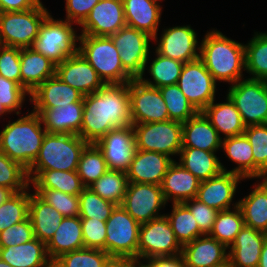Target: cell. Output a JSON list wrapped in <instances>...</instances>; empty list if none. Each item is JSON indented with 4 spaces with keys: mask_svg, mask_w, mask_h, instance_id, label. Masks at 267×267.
I'll return each mask as SVG.
<instances>
[{
    "mask_svg": "<svg viewBox=\"0 0 267 267\" xmlns=\"http://www.w3.org/2000/svg\"><path fill=\"white\" fill-rule=\"evenodd\" d=\"M83 104L79 136L88 143H96L114 128L132 125L129 82L105 84L84 95Z\"/></svg>",
    "mask_w": 267,
    "mask_h": 267,
    "instance_id": "6da1fadb",
    "label": "cell"
},
{
    "mask_svg": "<svg viewBox=\"0 0 267 267\" xmlns=\"http://www.w3.org/2000/svg\"><path fill=\"white\" fill-rule=\"evenodd\" d=\"M198 50L200 59L214 80L232 84L242 79L245 69L244 45L227 38L220 31L206 33Z\"/></svg>",
    "mask_w": 267,
    "mask_h": 267,
    "instance_id": "7a4b0ae2",
    "label": "cell"
},
{
    "mask_svg": "<svg viewBox=\"0 0 267 267\" xmlns=\"http://www.w3.org/2000/svg\"><path fill=\"white\" fill-rule=\"evenodd\" d=\"M40 116L31 112L7 124L0 132V150L11 160L29 169L39 154L45 128H41Z\"/></svg>",
    "mask_w": 267,
    "mask_h": 267,
    "instance_id": "3957f363",
    "label": "cell"
},
{
    "mask_svg": "<svg viewBox=\"0 0 267 267\" xmlns=\"http://www.w3.org/2000/svg\"><path fill=\"white\" fill-rule=\"evenodd\" d=\"M88 144L79 135L46 132L39 154L28 170L77 171Z\"/></svg>",
    "mask_w": 267,
    "mask_h": 267,
    "instance_id": "277c9868",
    "label": "cell"
},
{
    "mask_svg": "<svg viewBox=\"0 0 267 267\" xmlns=\"http://www.w3.org/2000/svg\"><path fill=\"white\" fill-rule=\"evenodd\" d=\"M78 52L95 69L104 84H121L132 80L124 71L119 52L110 37L81 34Z\"/></svg>",
    "mask_w": 267,
    "mask_h": 267,
    "instance_id": "5b68a950",
    "label": "cell"
},
{
    "mask_svg": "<svg viewBox=\"0 0 267 267\" xmlns=\"http://www.w3.org/2000/svg\"><path fill=\"white\" fill-rule=\"evenodd\" d=\"M72 24L67 20H54L50 14L46 16L39 28L37 38L31 46L36 52L49 58L56 65L78 52L76 35Z\"/></svg>",
    "mask_w": 267,
    "mask_h": 267,
    "instance_id": "8992f818",
    "label": "cell"
},
{
    "mask_svg": "<svg viewBox=\"0 0 267 267\" xmlns=\"http://www.w3.org/2000/svg\"><path fill=\"white\" fill-rule=\"evenodd\" d=\"M48 14L42 2L26 11L0 12V45L21 49L31 47Z\"/></svg>",
    "mask_w": 267,
    "mask_h": 267,
    "instance_id": "52a82bcc",
    "label": "cell"
},
{
    "mask_svg": "<svg viewBox=\"0 0 267 267\" xmlns=\"http://www.w3.org/2000/svg\"><path fill=\"white\" fill-rule=\"evenodd\" d=\"M140 226L121 205H116L106 220L105 252L113 259L138 258Z\"/></svg>",
    "mask_w": 267,
    "mask_h": 267,
    "instance_id": "ba28073f",
    "label": "cell"
},
{
    "mask_svg": "<svg viewBox=\"0 0 267 267\" xmlns=\"http://www.w3.org/2000/svg\"><path fill=\"white\" fill-rule=\"evenodd\" d=\"M227 96L239 111L244 125L267 124V81L239 80L230 86Z\"/></svg>",
    "mask_w": 267,
    "mask_h": 267,
    "instance_id": "9c48e42d",
    "label": "cell"
},
{
    "mask_svg": "<svg viewBox=\"0 0 267 267\" xmlns=\"http://www.w3.org/2000/svg\"><path fill=\"white\" fill-rule=\"evenodd\" d=\"M132 126L136 149L154 151L169 157L180 153L182 148V122L167 120L132 124Z\"/></svg>",
    "mask_w": 267,
    "mask_h": 267,
    "instance_id": "30bf717a",
    "label": "cell"
},
{
    "mask_svg": "<svg viewBox=\"0 0 267 267\" xmlns=\"http://www.w3.org/2000/svg\"><path fill=\"white\" fill-rule=\"evenodd\" d=\"M109 37L119 52L124 71L132 79L143 76L149 57V42L154 39L127 25Z\"/></svg>",
    "mask_w": 267,
    "mask_h": 267,
    "instance_id": "8fae6325",
    "label": "cell"
},
{
    "mask_svg": "<svg viewBox=\"0 0 267 267\" xmlns=\"http://www.w3.org/2000/svg\"><path fill=\"white\" fill-rule=\"evenodd\" d=\"M182 253L169 220L164 216L143 223L139 230L138 259L175 256Z\"/></svg>",
    "mask_w": 267,
    "mask_h": 267,
    "instance_id": "7c38bea8",
    "label": "cell"
},
{
    "mask_svg": "<svg viewBox=\"0 0 267 267\" xmlns=\"http://www.w3.org/2000/svg\"><path fill=\"white\" fill-rule=\"evenodd\" d=\"M177 85L198 112L215 101L216 81L200 58L184 63Z\"/></svg>",
    "mask_w": 267,
    "mask_h": 267,
    "instance_id": "4fadbf2b",
    "label": "cell"
},
{
    "mask_svg": "<svg viewBox=\"0 0 267 267\" xmlns=\"http://www.w3.org/2000/svg\"><path fill=\"white\" fill-rule=\"evenodd\" d=\"M129 94L132 124L170 120L159 88L132 79L129 81Z\"/></svg>",
    "mask_w": 267,
    "mask_h": 267,
    "instance_id": "5bb4252c",
    "label": "cell"
},
{
    "mask_svg": "<svg viewBox=\"0 0 267 267\" xmlns=\"http://www.w3.org/2000/svg\"><path fill=\"white\" fill-rule=\"evenodd\" d=\"M165 204L160 185L129 182L121 206L138 223L143 224L164 216L158 215V212Z\"/></svg>",
    "mask_w": 267,
    "mask_h": 267,
    "instance_id": "9a60e30c",
    "label": "cell"
},
{
    "mask_svg": "<svg viewBox=\"0 0 267 267\" xmlns=\"http://www.w3.org/2000/svg\"><path fill=\"white\" fill-rule=\"evenodd\" d=\"M95 144L102 151L109 170L126 172L136 151L133 126L114 128Z\"/></svg>",
    "mask_w": 267,
    "mask_h": 267,
    "instance_id": "2e32d148",
    "label": "cell"
},
{
    "mask_svg": "<svg viewBox=\"0 0 267 267\" xmlns=\"http://www.w3.org/2000/svg\"><path fill=\"white\" fill-rule=\"evenodd\" d=\"M126 25L122 0H100L81 24L82 34L109 37Z\"/></svg>",
    "mask_w": 267,
    "mask_h": 267,
    "instance_id": "e0dca14e",
    "label": "cell"
},
{
    "mask_svg": "<svg viewBox=\"0 0 267 267\" xmlns=\"http://www.w3.org/2000/svg\"><path fill=\"white\" fill-rule=\"evenodd\" d=\"M55 75L83 95L92 94L105 85L95 69L79 52L57 64Z\"/></svg>",
    "mask_w": 267,
    "mask_h": 267,
    "instance_id": "ac0fdd59",
    "label": "cell"
},
{
    "mask_svg": "<svg viewBox=\"0 0 267 267\" xmlns=\"http://www.w3.org/2000/svg\"><path fill=\"white\" fill-rule=\"evenodd\" d=\"M173 162L174 160L167 155L136 149L130 166L126 171L128 181L161 186L164 176Z\"/></svg>",
    "mask_w": 267,
    "mask_h": 267,
    "instance_id": "d6986e66",
    "label": "cell"
},
{
    "mask_svg": "<svg viewBox=\"0 0 267 267\" xmlns=\"http://www.w3.org/2000/svg\"><path fill=\"white\" fill-rule=\"evenodd\" d=\"M196 33L190 26H176L164 29L156 52L182 63L196 60L197 54Z\"/></svg>",
    "mask_w": 267,
    "mask_h": 267,
    "instance_id": "ffe728a7",
    "label": "cell"
},
{
    "mask_svg": "<svg viewBox=\"0 0 267 267\" xmlns=\"http://www.w3.org/2000/svg\"><path fill=\"white\" fill-rule=\"evenodd\" d=\"M242 179L238 174L222 171L218 176L200 181L196 199L218 211L229 210L237 184Z\"/></svg>",
    "mask_w": 267,
    "mask_h": 267,
    "instance_id": "44dd1931",
    "label": "cell"
},
{
    "mask_svg": "<svg viewBox=\"0 0 267 267\" xmlns=\"http://www.w3.org/2000/svg\"><path fill=\"white\" fill-rule=\"evenodd\" d=\"M83 99L80 102L49 109H33L48 133L79 135L82 125Z\"/></svg>",
    "mask_w": 267,
    "mask_h": 267,
    "instance_id": "7402d4cb",
    "label": "cell"
},
{
    "mask_svg": "<svg viewBox=\"0 0 267 267\" xmlns=\"http://www.w3.org/2000/svg\"><path fill=\"white\" fill-rule=\"evenodd\" d=\"M267 234L245 226L229 247L228 259L232 267H258Z\"/></svg>",
    "mask_w": 267,
    "mask_h": 267,
    "instance_id": "603a6c76",
    "label": "cell"
},
{
    "mask_svg": "<svg viewBox=\"0 0 267 267\" xmlns=\"http://www.w3.org/2000/svg\"><path fill=\"white\" fill-rule=\"evenodd\" d=\"M226 249L215 238L204 235L182 246L181 255L186 267H213L228 260Z\"/></svg>",
    "mask_w": 267,
    "mask_h": 267,
    "instance_id": "cb8c5ba5",
    "label": "cell"
},
{
    "mask_svg": "<svg viewBox=\"0 0 267 267\" xmlns=\"http://www.w3.org/2000/svg\"><path fill=\"white\" fill-rule=\"evenodd\" d=\"M221 144L222 138L203 112L182 123V147L216 152Z\"/></svg>",
    "mask_w": 267,
    "mask_h": 267,
    "instance_id": "d4e9b609",
    "label": "cell"
},
{
    "mask_svg": "<svg viewBox=\"0 0 267 267\" xmlns=\"http://www.w3.org/2000/svg\"><path fill=\"white\" fill-rule=\"evenodd\" d=\"M30 96V101L34 102V109L64 106L80 102L84 97L81 92L62 82L56 75L46 79L30 93Z\"/></svg>",
    "mask_w": 267,
    "mask_h": 267,
    "instance_id": "484cf974",
    "label": "cell"
},
{
    "mask_svg": "<svg viewBox=\"0 0 267 267\" xmlns=\"http://www.w3.org/2000/svg\"><path fill=\"white\" fill-rule=\"evenodd\" d=\"M56 64L31 47L20 51L21 86L30 95L46 79L55 76Z\"/></svg>",
    "mask_w": 267,
    "mask_h": 267,
    "instance_id": "4316f807",
    "label": "cell"
},
{
    "mask_svg": "<svg viewBox=\"0 0 267 267\" xmlns=\"http://www.w3.org/2000/svg\"><path fill=\"white\" fill-rule=\"evenodd\" d=\"M199 185V179L174 161L164 176L161 188L166 203L171 197L173 203H183L196 198Z\"/></svg>",
    "mask_w": 267,
    "mask_h": 267,
    "instance_id": "83f0119b",
    "label": "cell"
},
{
    "mask_svg": "<svg viewBox=\"0 0 267 267\" xmlns=\"http://www.w3.org/2000/svg\"><path fill=\"white\" fill-rule=\"evenodd\" d=\"M126 25L157 39L161 16L160 0H122Z\"/></svg>",
    "mask_w": 267,
    "mask_h": 267,
    "instance_id": "f1b7e54d",
    "label": "cell"
},
{
    "mask_svg": "<svg viewBox=\"0 0 267 267\" xmlns=\"http://www.w3.org/2000/svg\"><path fill=\"white\" fill-rule=\"evenodd\" d=\"M0 258L12 267H51L46 243L34 238L20 245L0 247Z\"/></svg>",
    "mask_w": 267,
    "mask_h": 267,
    "instance_id": "f546056e",
    "label": "cell"
},
{
    "mask_svg": "<svg viewBox=\"0 0 267 267\" xmlns=\"http://www.w3.org/2000/svg\"><path fill=\"white\" fill-rule=\"evenodd\" d=\"M29 219L35 238L47 243L56 232L64 216L44 201L36 192L30 194Z\"/></svg>",
    "mask_w": 267,
    "mask_h": 267,
    "instance_id": "4dcf8cb0",
    "label": "cell"
},
{
    "mask_svg": "<svg viewBox=\"0 0 267 267\" xmlns=\"http://www.w3.org/2000/svg\"><path fill=\"white\" fill-rule=\"evenodd\" d=\"M49 259L84 248L81 220L79 216L64 217L56 232L46 243Z\"/></svg>",
    "mask_w": 267,
    "mask_h": 267,
    "instance_id": "1f68e13d",
    "label": "cell"
},
{
    "mask_svg": "<svg viewBox=\"0 0 267 267\" xmlns=\"http://www.w3.org/2000/svg\"><path fill=\"white\" fill-rule=\"evenodd\" d=\"M27 171L30 183L33 184L35 189H54L70 195H79L86 188L77 171Z\"/></svg>",
    "mask_w": 267,
    "mask_h": 267,
    "instance_id": "d6a6232c",
    "label": "cell"
},
{
    "mask_svg": "<svg viewBox=\"0 0 267 267\" xmlns=\"http://www.w3.org/2000/svg\"><path fill=\"white\" fill-rule=\"evenodd\" d=\"M202 112L217 130L218 135L222 132L226 138L244 134L246 126L228 96L226 102L215 104L213 101Z\"/></svg>",
    "mask_w": 267,
    "mask_h": 267,
    "instance_id": "836d02e7",
    "label": "cell"
},
{
    "mask_svg": "<svg viewBox=\"0 0 267 267\" xmlns=\"http://www.w3.org/2000/svg\"><path fill=\"white\" fill-rule=\"evenodd\" d=\"M179 155L180 164L200 181L208 180L218 176L222 171H227L215 155V152L182 147Z\"/></svg>",
    "mask_w": 267,
    "mask_h": 267,
    "instance_id": "e575fe53",
    "label": "cell"
},
{
    "mask_svg": "<svg viewBox=\"0 0 267 267\" xmlns=\"http://www.w3.org/2000/svg\"><path fill=\"white\" fill-rule=\"evenodd\" d=\"M221 147L228 158L238 164L232 172L245 178H254V158L252 146L245 134L223 138Z\"/></svg>",
    "mask_w": 267,
    "mask_h": 267,
    "instance_id": "d590c367",
    "label": "cell"
},
{
    "mask_svg": "<svg viewBox=\"0 0 267 267\" xmlns=\"http://www.w3.org/2000/svg\"><path fill=\"white\" fill-rule=\"evenodd\" d=\"M245 226L267 234V191L261 184L245 198L239 200Z\"/></svg>",
    "mask_w": 267,
    "mask_h": 267,
    "instance_id": "8d00e7d4",
    "label": "cell"
},
{
    "mask_svg": "<svg viewBox=\"0 0 267 267\" xmlns=\"http://www.w3.org/2000/svg\"><path fill=\"white\" fill-rule=\"evenodd\" d=\"M129 181L126 172L121 170H108L89 188L100 197L115 205H121Z\"/></svg>",
    "mask_w": 267,
    "mask_h": 267,
    "instance_id": "74e56055",
    "label": "cell"
},
{
    "mask_svg": "<svg viewBox=\"0 0 267 267\" xmlns=\"http://www.w3.org/2000/svg\"><path fill=\"white\" fill-rule=\"evenodd\" d=\"M171 215H165L181 246L204 236L190 210L183 203H173Z\"/></svg>",
    "mask_w": 267,
    "mask_h": 267,
    "instance_id": "f35d334b",
    "label": "cell"
},
{
    "mask_svg": "<svg viewBox=\"0 0 267 267\" xmlns=\"http://www.w3.org/2000/svg\"><path fill=\"white\" fill-rule=\"evenodd\" d=\"M244 225L242 212L236 202L234 211L229 209L218 212L209 236L229 248Z\"/></svg>",
    "mask_w": 267,
    "mask_h": 267,
    "instance_id": "ab89813d",
    "label": "cell"
},
{
    "mask_svg": "<svg viewBox=\"0 0 267 267\" xmlns=\"http://www.w3.org/2000/svg\"><path fill=\"white\" fill-rule=\"evenodd\" d=\"M157 57L152 61L149 73L153 78L152 81L145 80L143 76L139 80L151 87L160 88L178 83L184 63L173 60L156 52Z\"/></svg>",
    "mask_w": 267,
    "mask_h": 267,
    "instance_id": "60d3db41",
    "label": "cell"
},
{
    "mask_svg": "<svg viewBox=\"0 0 267 267\" xmlns=\"http://www.w3.org/2000/svg\"><path fill=\"white\" fill-rule=\"evenodd\" d=\"M109 170L102 151L95 143H89L83 150L77 173L85 187H89Z\"/></svg>",
    "mask_w": 267,
    "mask_h": 267,
    "instance_id": "b9f144b4",
    "label": "cell"
},
{
    "mask_svg": "<svg viewBox=\"0 0 267 267\" xmlns=\"http://www.w3.org/2000/svg\"><path fill=\"white\" fill-rule=\"evenodd\" d=\"M244 48L245 70L251 79L267 81V33H256Z\"/></svg>",
    "mask_w": 267,
    "mask_h": 267,
    "instance_id": "7bdbcfd3",
    "label": "cell"
},
{
    "mask_svg": "<svg viewBox=\"0 0 267 267\" xmlns=\"http://www.w3.org/2000/svg\"><path fill=\"white\" fill-rule=\"evenodd\" d=\"M112 260L104 250L83 248L64 253L54 262L59 267H109Z\"/></svg>",
    "mask_w": 267,
    "mask_h": 267,
    "instance_id": "ee69618b",
    "label": "cell"
},
{
    "mask_svg": "<svg viewBox=\"0 0 267 267\" xmlns=\"http://www.w3.org/2000/svg\"><path fill=\"white\" fill-rule=\"evenodd\" d=\"M26 190L15 192L0 204V232L28 218L30 193Z\"/></svg>",
    "mask_w": 267,
    "mask_h": 267,
    "instance_id": "f6af8a7d",
    "label": "cell"
},
{
    "mask_svg": "<svg viewBox=\"0 0 267 267\" xmlns=\"http://www.w3.org/2000/svg\"><path fill=\"white\" fill-rule=\"evenodd\" d=\"M170 120L185 122L198 111L192 106L177 84L159 88Z\"/></svg>",
    "mask_w": 267,
    "mask_h": 267,
    "instance_id": "bcb514c9",
    "label": "cell"
},
{
    "mask_svg": "<svg viewBox=\"0 0 267 267\" xmlns=\"http://www.w3.org/2000/svg\"><path fill=\"white\" fill-rule=\"evenodd\" d=\"M79 217L94 218L95 220L106 221L115 208V204L103 199L86 187L79 195Z\"/></svg>",
    "mask_w": 267,
    "mask_h": 267,
    "instance_id": "7dc6e473",
    "label": "cell"
},
{
    "mask_svg": "<svg viewBox=\"0 0 267 267\" xmlns=\"http://www.w3.org/2000/svg\"><path fill=\"white\" fill-rule=\"evenodd\" d=\"M29 184L27 169L0 150V186L11 189L15 193L28 189Z\"/></svg>",
    "mask_w": 267,
    "mask_h": 267,
    "instance_id": "c3c4849f",
    "label": "cell"
},
{
    "mask_svg": "<svg viewBox=\"0 0 267 267\" xmlns=\"http://www.w3.org/2000/svg\"><path fill=\"white\" fill-rule=\"evenodd\" d=\"M254 158V178L267 170V124L251 125L245 128Z\"/></svg>",
    "mask_w": 267,
    "mask_h": 267,
    "instance_id": "681fc988",
    "label": "cell"
},
{
    "mask_svg": "<svg viewBox=\"0 0 267 267\" xmlns=\"http://www.w3.org/2000/svg\"><path fill=\"white\" fill-rule=\"evenodd\" d=\"M35 192L64 217L79 216V196L54 189H35Z\"/></svg>",
    "mask_w": 267,
    "mask_h": 267,
    "instance_id": "f907efd6",
    "label": "cell"
},
{
    "mask_svg": "<svg viewBox=\"0 0 267 267\" xmlns=\"http://www.w3.org/2000/svg\"><path fill=\"white\" fill-rule=\"evenodd\" d=\"M84 248L100 249L105 251L106 221L94 218H80Z\"/></svg>",
    "mask_w": 267,
    "mask_h": 267,
    "instance_id": "816d5d0a",
    "label": "cell"
},
{
    "mask_svg": "<svg viewBox=\"0 0 267 267\" xmlns=\"http://www.w3.org/2000/svg\"><path fill=\"white\" fill-rule=\"evenodd\" d=\"M21 48L0 45V75L21 85Z\"/></svg>",
    "mask_w": 267,
    "mask_h": 267,
    "instance_id": "f5cc1de1",
    "label": "cell"
},
{
    "mask_svg": "<svg viewBox=\"0 0 267 267\" xmlns=\"http://www.w3.org/2000/svg\"><path fill=\"white\" fill-rule=\"evenodd\" d=\"M28 92L17 82L0 75V103L11 113L19 110Z\"/></svg>",
    "mask_w": 267,
    "mask_h": 267,
    "instance_id": "db71d44e",
    "label": "cell"
},
{
    "mask_svg": "<svg viewBox=\"0 0 267 267\" xmlns=\"http://www.w3.org/2000/svg\"><path fill=\"white\" fill-rule=\"evenodd\" d=\"M35 238L29 217L0 232V247L20 245Z\"/></svg>",
    "mask_w": 267,
    "mask_h": 267,
    "instance_id": "11a10c76",
    "label": "cell"
},
{
    "mask_svg": "<svg viewBox=\"0 0 267 267\" xmlns=\"http://www.w3.org/2000/svg\"><path fill=\"white\" fill-rule=\"evenodd\" d=\"M183 204L194 216L200 231L204 235H209L219 211L215 208L207 206L196 198L187 200L183 202Z\"/></svg>",
    "mask_w": 267,
    "mask_h": 267,
    "instance_id": "9f6ffc18",
    "label": "cell"
},
{
    "mask_svg": "<svg viewBox=\"0 0 267 267\" xmlns=\"http://www.w3.org/2000/svg\"><path fill=\"white\" fill-rule=\"evenodd\" d=\"M100 0H66V20L81 25Z\"/></svg>",
    "mask_w": 267,
    "mask_h": 267,
    "instance_id": "6f0895ef",
    "label": "cell"
},
{
    "mask_svg": "<svg viewBox=\"0 0 267 267\" xmlns=\"http://www.w3.org/2000/svg\"><path fill=\"white\" fill-rule=\"evenodd\" d=\"M40 3V0H0V12L26 11Z\"/></svg>",
    "mask_w": 267,
    "mask_h": 267,
    "instance_id": "680465c9",
    "label": "cell"
},
{
    "mask_svg": "<svg viewBox=\"0 0 267 267\" xmlns=\"http://www.w3.org/2000/svg\"><path fill=\"white\" fill-rule=\"evenodd\" d=\"M149 261L155 267H186L184 258L181 254L175 256L154 257Z\"/></svg>",
    "mask_w": 267,
    "mask_h": 267,
    "instance_id": "91938a15",
    "label": "cell"
},
{
    "mask_svg": "<svg viewBox=\"0 0 267 267\" xmlns=\"http://www.w3.org/2000/svg\"><path fill=\"white\" fill-rule=\"evenodd\" d=\"M109 267H137V258L113 259Z\"/></svg>",
    "mask_w": 267,
    "mask_h": 267,
    "instance_id": "94428289",
    "label": "cell"
},
{
    "mask_svg": "<svg viewBox=\"0 0 267 267\" xmlns=\"http://www.w3.org/2000/svg\"><path fill=\"white\" fill-rule=\"evenodd\" d=\"M258 267H267V238L263 243Z\"/></svg>",
    "mask_w": 267,
    "mask_h": 267,
    "instance_id": "6125c7cd",
    "label": "cell"
},
{
    "mask_svg": "<svg viewBox=\"0 0 267 267\" xmlns=\"http://www.w3.org/2000/svg\"><path fill=\"white\" fill-rule=\"evenodd\" d=\"M14 192L11 189L0 186V204L5 202Z\"/></svg>",
    "mask_w": 267,
    "mask_h": 267,
    "instance_id": "be15d7a7",
    "label": "cell"
},
{
    "mask_svg": "<svg viewBox=\"0 0 267 267\" xmlns=\"http://www.w3.org/2000/svg\"><path fill=\"white\" fill-rule=\"evenodd\" d=\"M257 177L264 178V180L260 184L267 191V170L262 171Z\"/></svg>",
    "mask_w": 267,
    "mask_h": 267,
    "instance_id": "e7e4bbea",
    "label": "cell"
},
{
    "mask_svg": "<svg viewBox=\"0 0 267 267\" xmlns=\"http://www.w3.org/2000/svg\"><path fill=\"white\" fill-rule=\"evenodd\" d=\"M137 258V267H155L149 260H148V264H143L142 262H140V260ZM141 263V264H140Z\"/></svg>",
    "mask_w": 267,
    "mask_h": 267,
    "instance_id": "03108f58",
    "label": "cell"
},
{
    "mask_svg": "<svg viewBox=\"0 0 267 267\" xmlns=\"http://www.w3.org/2000/svg\"><path fill=\"white\" fill-rule=\"evenodd\" d=\"M213 267H232V266H231V263H230V261L228 259L226 262L221 263V264L216 265V266H213Z\"/></svg>",
    "mask_w": 267,
    "mask_h": 267,
    "instance_id": "003e7915",
    "label": "cell"
},
{
    "mask_svg": "<svg viewBox=\"0 0 267 267\" xmlns=\"http://www.w3.org/2000/svg\"><path fill=\"white\" fill-rule=\"evenodd\" d=\"M7 112L9 113L8 109L0 103V115L2 116V114H5Z\"/></svg>",
    "mask_w": 267,
    "mask_h": 267,
    "instance_id": "a7ac6f4b",
    "label": "cell"
},
{
    "mask_svg": "<svg viewBox=\"0 0 267 267\" xmlns=\"http://www.w3.org/2000/svg\"><path fill=\"white\" fill-rule=\"evenodd\" d=\"M0 267H12V266L9 265L8 263L4 262V261L0 258Z\"/></svg>",
    "mask_w": 267,
    "mask_h": 267,
    "instance_id": "89a4df30",
    "label": "cell"
},
{
    "mask_svg": "<svg viewBox=\"0 0 267 267\" xmlns=\"http://www.w3.org/2000/svg\"><path fill=\"white\" fill-rule=\"evenodd\" d=\"M51 267H59L54 261H52Z\"/></svg>",
    "mask_w": 267,
    "mask_h": 267,
    "instance_id": "2644e50d",
    "label": "cell"
}]
</instances>
